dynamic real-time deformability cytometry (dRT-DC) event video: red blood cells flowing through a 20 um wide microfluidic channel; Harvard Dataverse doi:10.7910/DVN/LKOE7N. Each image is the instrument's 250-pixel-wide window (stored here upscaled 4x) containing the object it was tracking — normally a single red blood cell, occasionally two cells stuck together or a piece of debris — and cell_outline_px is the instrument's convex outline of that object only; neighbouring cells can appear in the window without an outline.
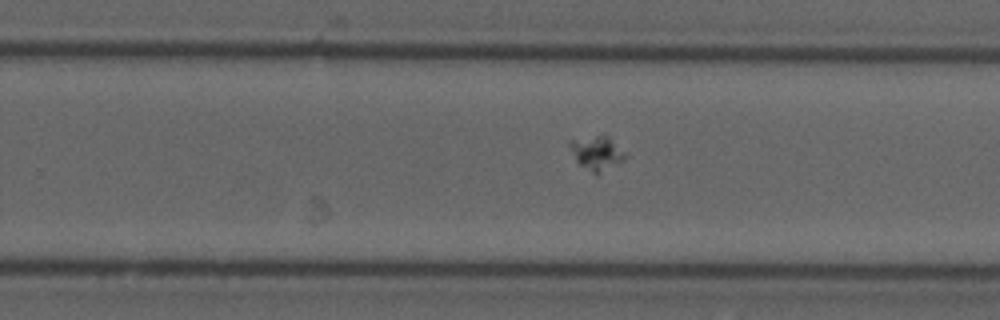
{"species": "common noctule bat (a hibernating species)", "species_latin": "Nyctalus noctula", "temperature_condition": "cold", "stored_images_in_passage": 55, "camera_frame_rate_fps": 3000, "um_per_image_px": 0.085, "animal": {"sex": "male", "forearm_length_mm": 52.5}, "frame": {"image": 1, "passage_image": 34, "time_ms": 11.0, "image_size_px": [1000, 320], "cell_outline_px": [[628, 156], [624, 160], [596, 176], [580, 164], [576, 160], [568, 144], [568, 140], [596, 136], [608, 136]], "centroid_in_image_um": [50.73, 13.03], "position_along_channel_um": 279.1, "area_um2": 10.87}}
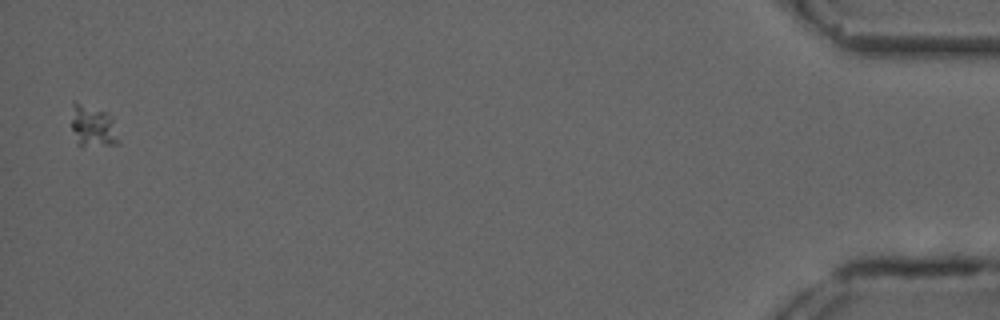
{"frame": {"image": 2, "passage_image": 54, "time_ms": 17.667, "image_size_px": [1000, 320], "cell_outline_px": [[120, 144], [80, 148], [76, 144], [72, 128], [72, 100], [104, 112], [112, 116]], "centroid_in_image_um": [7.88, 10.79], "position_along_channel_um": 427.3, "area_um2": 11.73}}